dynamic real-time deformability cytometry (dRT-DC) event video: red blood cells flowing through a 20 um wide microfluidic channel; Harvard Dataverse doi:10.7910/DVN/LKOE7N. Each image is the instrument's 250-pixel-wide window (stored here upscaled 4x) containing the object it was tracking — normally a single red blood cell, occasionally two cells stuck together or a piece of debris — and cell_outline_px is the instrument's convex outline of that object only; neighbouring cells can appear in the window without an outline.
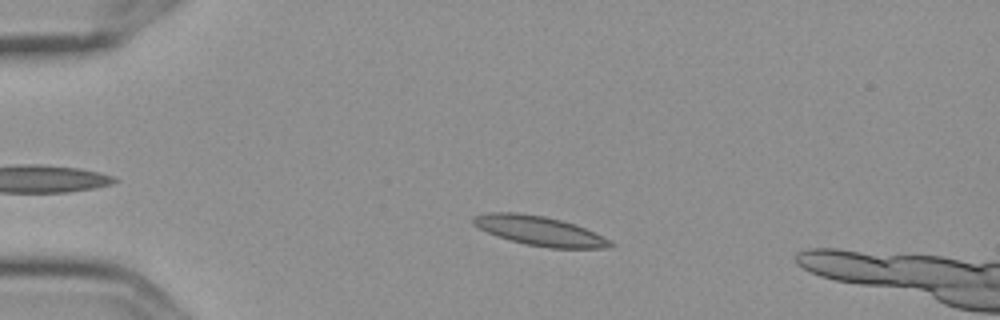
{"species": "Egyptian fruit bat (a non-hibernating species)", "species_latin": "Rousettus aegyptiacus", "temperature_condition": "cold", "stored_images_in_passage": 2, "camera_frame_rate_fps": 3000, "um_per_image_px": 0.085, "frame": {"image": 1, "passage_image": 1, "time_ms": 0.0, "image_size_px": [1000, 320], "cell_outline_px": [[616, 244], [612, 248], [548, 248], [524, 244], [496, 236], [472, 224], [472, 216], [488, 212], [516, 212], [544, 216], [560, 220], [584, 228], [612, 240]], "centroid_in_image_um": [45.86, 19.63], "position_along_channel_um": 39.1, "area_um2": 23.58}}